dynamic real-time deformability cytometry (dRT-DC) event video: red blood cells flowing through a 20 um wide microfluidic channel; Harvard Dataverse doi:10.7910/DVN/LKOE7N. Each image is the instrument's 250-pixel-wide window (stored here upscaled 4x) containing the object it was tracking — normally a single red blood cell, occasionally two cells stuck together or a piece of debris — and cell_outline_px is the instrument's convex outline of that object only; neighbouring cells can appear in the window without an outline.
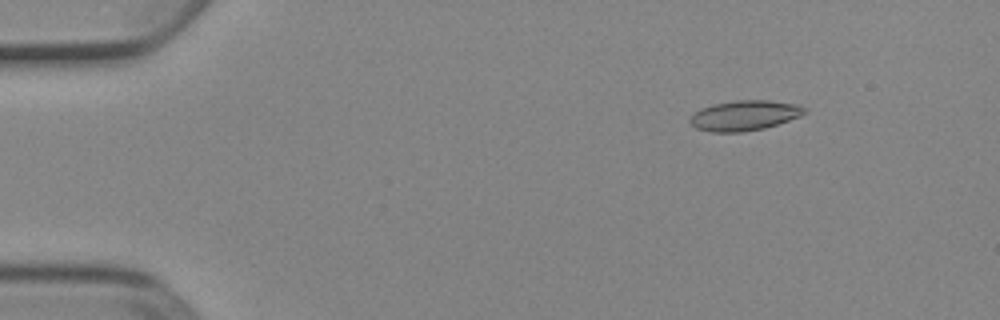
{"species": "Egyptian fruit bat (a non-hibernating species)", "species_latin": "Rousettus aegyptiacus", "temperature_condition": "cold", "stored_images_in_passage": 52, "camera_frame_rate_fps": 3000, "um_per_image_px": 0.085, "animal": {"sex": "female"}, "frame": {"image": 1, "passage_image": 7, "time_ms": 2.0, "image_size_px": [1000, 320], "cell_outline_px": [[808, 108], [800, 116], [764, 128], [744, 132], [712, 132], [696, 128], [688, 120], [700, 108], [712, 104], [736, 100], [768, 100], [796, 104]], "centroid_in_image_um": [63.26, 9.81], "position_along_channel_um": 21.7, "area_um2": 20.0}}
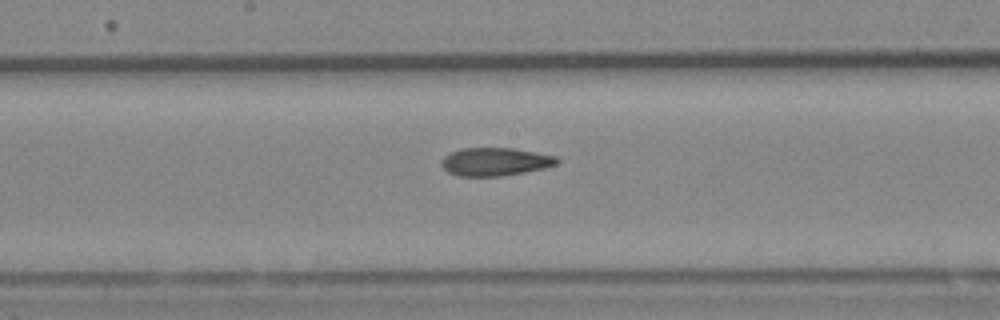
{"frame": {"image": 2, "passage_image": 28, "time_ms": 9.0, "image_size_px": [1000, 320], "cell_outline_px": [[560, 160], [556, 164], [544, 168], [524, 172], [500, 176], [460, 176], [448, 172], [440, 164], [444, 156], [460, 148], [512, 148], [536, 152], [556, 156]], "centroid_in_image_um": [42.08, 13.74], "position_along_channel_um": 206.1, "area_um2": 18.84}}
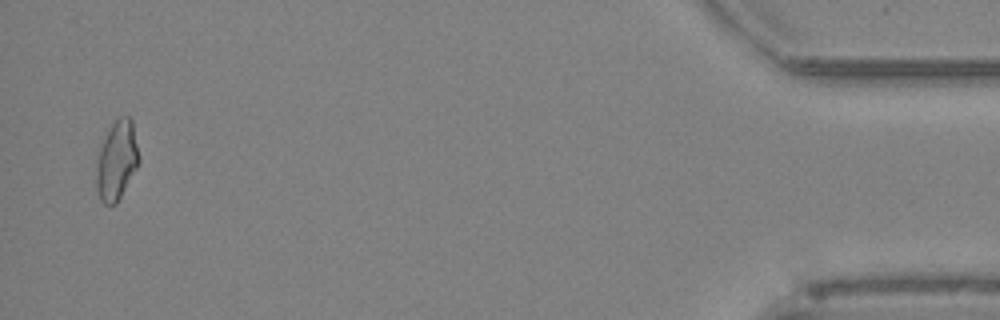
{"frame": {"image": 3, "passage_image": 51, "time_ms": 16.667, "image_size_px": [1000, 320], "cell_outline_px": [[140, 160], [136, 168], [116, 204], [104, 204], [100, 200], [96, 188], [96, 176], [100, 148], [104, 136], [112, 124], [120, 116], [128, 116], [132, 120], [140, 156]], "centroid_in_image_um": [9.93, 13.63], "position_along_channel_um": 425.3, "area_um2": 19.42}, "authors_computed_cell_mechanics": {"area_um2": 19.2185, "velocity_mm_per_s": 3.9204, "shape_relaxation_time_tau1_ms": null, "shape_relaxation_time_tau2_ms": 4.1614, "deformation_change_tau1": null, "deformation_change_tau2": 0.1223}}